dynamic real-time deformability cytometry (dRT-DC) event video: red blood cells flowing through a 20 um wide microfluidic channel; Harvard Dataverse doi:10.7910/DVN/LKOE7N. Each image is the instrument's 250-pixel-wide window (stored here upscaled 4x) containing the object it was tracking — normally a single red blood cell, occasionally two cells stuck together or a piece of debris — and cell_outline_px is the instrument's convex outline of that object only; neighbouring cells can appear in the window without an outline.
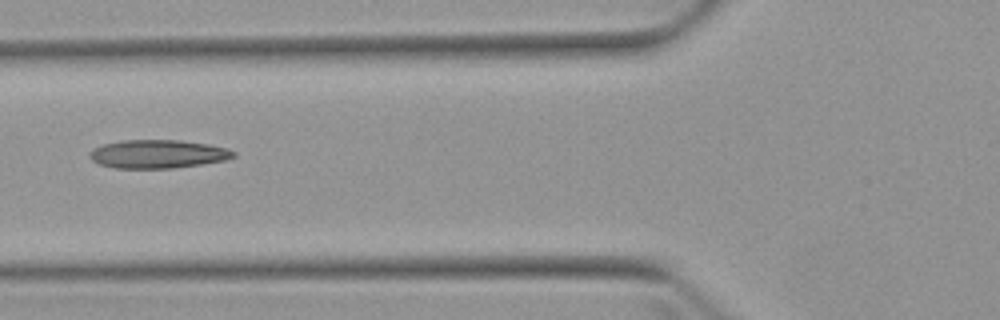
{"species": "Egyptian fruit bat (a non-hibernating species)", "species_latin": "Rousettus aegyptiacus", "temperature_condition": "warm", "stored_images_in_passage": 5, "camera_frame_rate_fps": 3000, "um_per_image_px": 0.085, "animal": {"sex": "female"}, "frame": {"image": 1, "passage_image": 4, "time_ms": 3.667, "image_size_px": [1000, 320], "cell_outline_px": [[236, 156], [224, 160], [200, 164], [172, 168], [116, 168], [100, 164], [92, 160], [88, 156], [88, 152], [92, 148], [104, 144], [120, 140], [180, 140], [208, 144], [228, 148], [236, 152]], "centroid_in_image_um": [13.39, 13.08], "position_along_channel_um": 112.4, "area_um2": 23.87}}
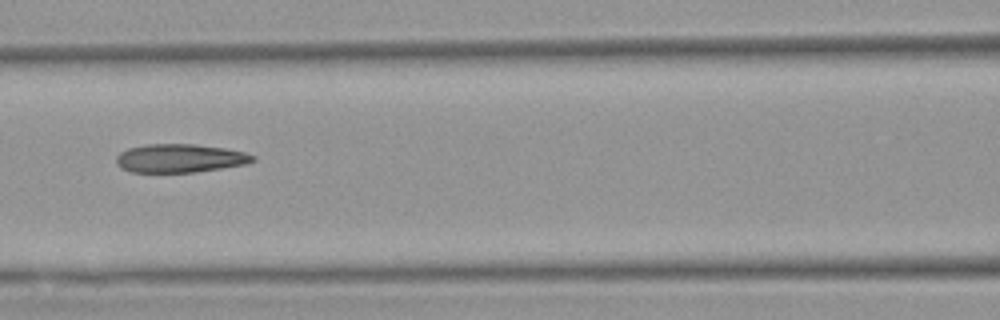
{"frame": {"image": 2, "passage_image": 5, "time_ms": 4.667, "image_size_px": [1000, 320], "cell_outline_px": [[256, 160], [248, 164], [192, 172], [132, 172], [120, 168], [116, 164], [116, 156], [120, 152], [128, 148], [144, 144], [196, 144], [224, 148], [244, 152], [256, 156]], "centroid_in_image_um": [15.28, 13.44], "position_along_channel_um": 151.3, "area_um2": 22.77}}